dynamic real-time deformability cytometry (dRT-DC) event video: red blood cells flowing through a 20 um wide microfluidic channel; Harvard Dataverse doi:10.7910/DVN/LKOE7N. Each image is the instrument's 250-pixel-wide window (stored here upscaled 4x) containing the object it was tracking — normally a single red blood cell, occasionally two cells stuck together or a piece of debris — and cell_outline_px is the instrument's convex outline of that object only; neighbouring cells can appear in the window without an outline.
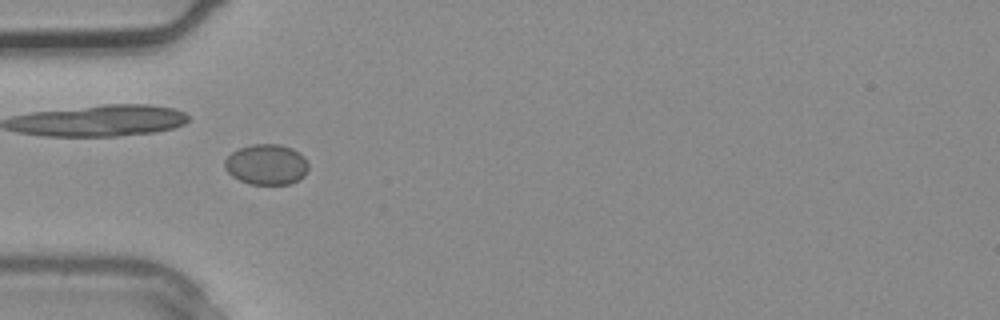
{"species": "common noctule bat (a hibernating species)", "species_latin": "Nyctalus noctula", "temperature_condition": "warm", "stored_images_in_passage": 4, "camera_frame_rate_fps": 3000, "um_per_image_px": 0.085, "animal": {"sex": "male", "body_mass_g": 20.4}, "frame": {"image": 1, "passage_image": 3, "time_ms": 0.667, "image_size_px": [1000, 320], "cell_outline_px": [[308, 168], [304, 176], [292, 184], [248, 184], [232, 176], [224, 168], [224, 160], [232, 152], [240, 148], [252, 144], [280, 144], [292, 148], [304, 156], [308, 164]], "centroid_in_image_um": [22.65, 13.98], "position_along_channel_um": 62.3, "area_um2": 19.88}}
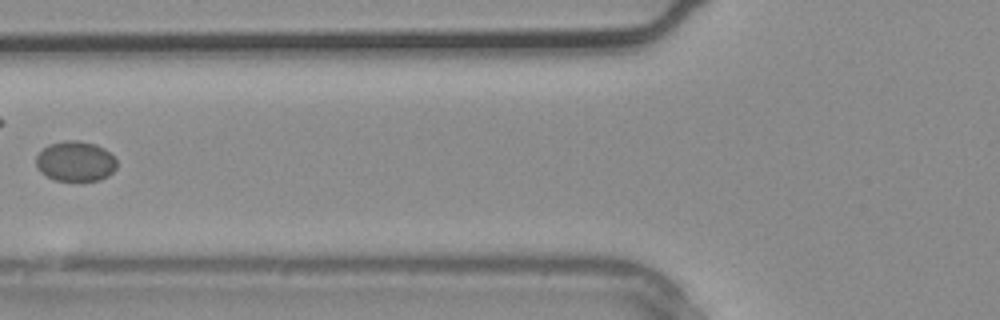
{"frame": {"image": 2, "passage_image": 4, "time_ms": 1.0, "image_size_px": [1000, 320], "cell_outline_px": [[116, 168], [108, 176], [100, 180], [56, 180], [40, 172], [36, 164], [36, 156], [48, 144], [68, 140], [76, 140], [96, 144], [104, 148], [116, 160]], "centroid_in_image_um": [6.41, 13.7], "position_along_channel_um": 119.4, "area_um2": 18.73}}